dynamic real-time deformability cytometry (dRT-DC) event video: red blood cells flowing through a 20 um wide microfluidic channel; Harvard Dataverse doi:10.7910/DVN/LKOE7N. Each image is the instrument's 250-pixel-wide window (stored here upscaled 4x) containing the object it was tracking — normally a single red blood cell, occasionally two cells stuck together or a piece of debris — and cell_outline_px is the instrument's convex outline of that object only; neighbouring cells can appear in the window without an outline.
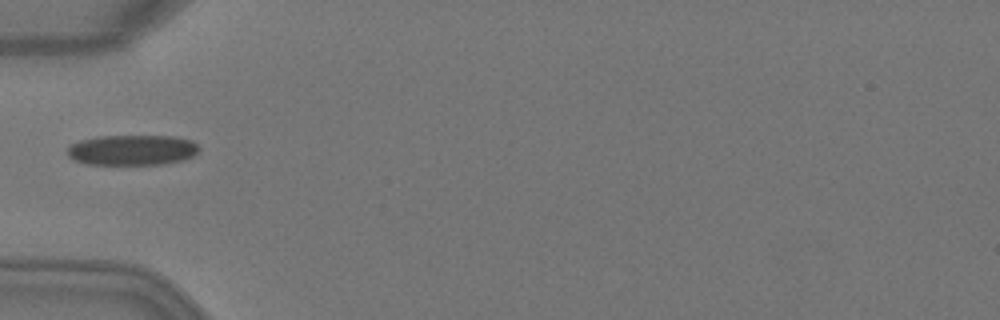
{"species": "Egyptian fruit bat (a non-hibernating species)", "species_latin": "Rousettus aegyptiacus", "temperature_condition": "warm", "stored_images_in_passage": 2, "camera_frame_rate_fps": 3000, "um_per_image_px": 0.085, "animal": {"sex": "female"}, "frame": {"image": 1, "passage_image": 2, "time_ms": 0.333, "image_size_px": [1000, 320], "cell_outline_px": [[200, 148], [192, 156], [180, 160], [164, 164], [88, 164], [72, 160], [68, 156], [68, 148], [72, 144], [80, 140], [100, 136], [172, 136], [192, 140]], "centroid_in_image_um": [11.22, 12.75], "position_along_channel_um": 73.8, "area_um2": 23.18}}